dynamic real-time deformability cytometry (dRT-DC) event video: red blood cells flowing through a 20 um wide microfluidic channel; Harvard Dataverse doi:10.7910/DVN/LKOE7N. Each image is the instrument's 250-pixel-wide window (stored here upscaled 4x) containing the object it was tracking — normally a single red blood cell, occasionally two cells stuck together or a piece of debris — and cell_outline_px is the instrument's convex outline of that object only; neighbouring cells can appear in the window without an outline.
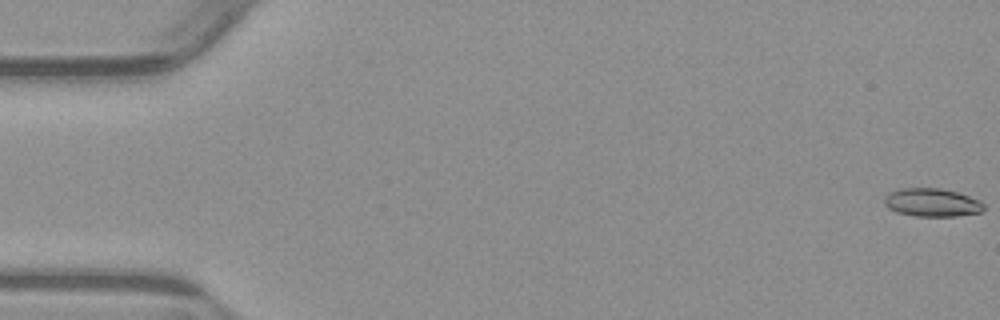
{"species": "common noctule bat (a hibernating species)", "species_latin": "Nyctalus noctula", "temperature_condition": "warm", "stored_images_in_passage": 55, "camera_frame_rate_fps": 3000, "um_per_image_px": 0.085, "animal": {"sex": "male", "body_mass_g": 23.1, "forearm_length_mm": 52.7}, "frame": {"image": 1, "passage_image": 1, "time_ms": 0.0, "image_size_px": [1000, 320], "cell_outline_px": [[984, 208], [980, 212], [956, 216], [912, 216], [896, 212], [888, 208], [884, 204], [884, 196], [888, 192], [904, 188], [940, 188], [956, 192], [980, 200], [984, 204]], "centroid_in_image_um": [79.18, 17.21], "position_along_channel_um": 5.8, "area_um2": 16.42}}
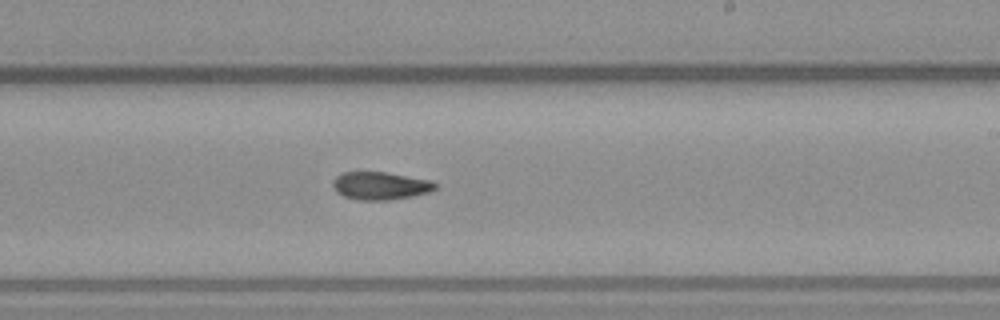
{"frame": {"image": 2, "passage_image": 33, "time_ms": 10.667, "image_size_px": [1000, 320], "cell_outline_px": [[436, 188], [428, 192], [412, 196], [388, 200], [360, 200], [344, 196], [336, 192], [332, 184], [336, 176], [344, 172], [384, 172], [432, 180], [436, 184]], "centroid_in_image_um": [32.32, 15.79], "position_along_channel_um": 256.7, "area_um2": 16.47}}
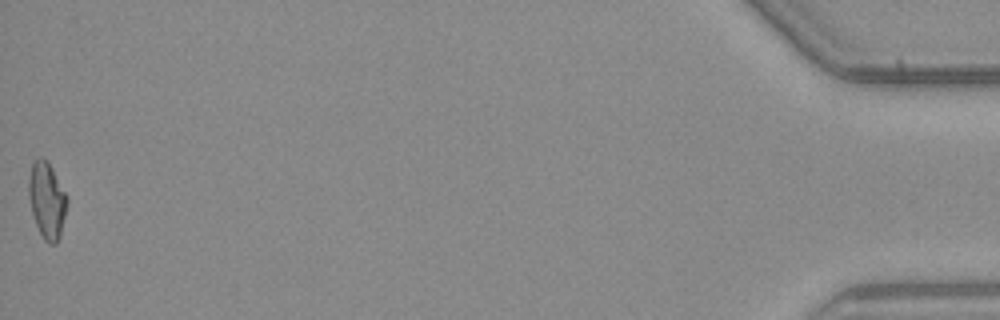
{"frame": {"image": 3, "passage_image": 55, "time_ms": 18.0, "image_size_px": [1000, 320], "cell_outline_px": [[68, 204], [60, 236], [56, 244], [48, 244], [44, 240], [36, 224], [32, 212], [28, 196], [28, 180], [32, 164], [40, 156], [52, 168], [68, 196]], "centroid_in_image_um": [4.0, 17.05], "position_along_channel_um": 431.2, "area_um2": 17.05}, "authors_computed_cell_mechanics": {"area_um2": 16.5308, "velocity_mm_per_s": 3.8429, "shape_relaxation_time_tau1_ms": null, "shape_relaxation_time_tau2_ms": 9.7271, "deformation_change_tau1": null, "deformation_change_tau2": 0.1892}}